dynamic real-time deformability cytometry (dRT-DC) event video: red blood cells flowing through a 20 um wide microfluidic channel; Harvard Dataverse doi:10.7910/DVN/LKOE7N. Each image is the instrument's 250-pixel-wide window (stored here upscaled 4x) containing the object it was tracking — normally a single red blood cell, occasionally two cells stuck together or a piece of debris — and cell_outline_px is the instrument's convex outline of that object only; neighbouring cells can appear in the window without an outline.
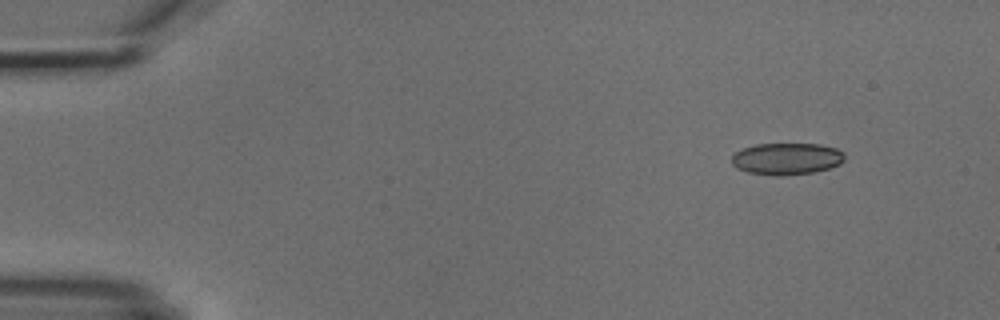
{"species": "common noctule bat (a hibernating species)", "species_latin": "Nyctalus noctula", "temperature_condition": "cold", "stored_images_in_passage": 5, "camera_frame_rate_fps": 3000, "um_per_image_px": 0.085, "animal": {"sex": "male", "body_mass_g": 18.8}, "frame": {"image": 1, "passage_image": 1, "time_ms": 0.0, "image_size_px": [1000, 320], "cell_outline_px": [[844, 160], [840, 164], [828, 168], [812, 172], [776, 176], [748, 172], [736, 168], [732, 164], [732, 156], [736, 152], [744, 148], [756, 144], [820, 144], [836, 148], [844, 152]], "centroid_in_image_um": [66.87, 13.49], "position_along_channel_um": 18.1, "area_um2": 20.81}}
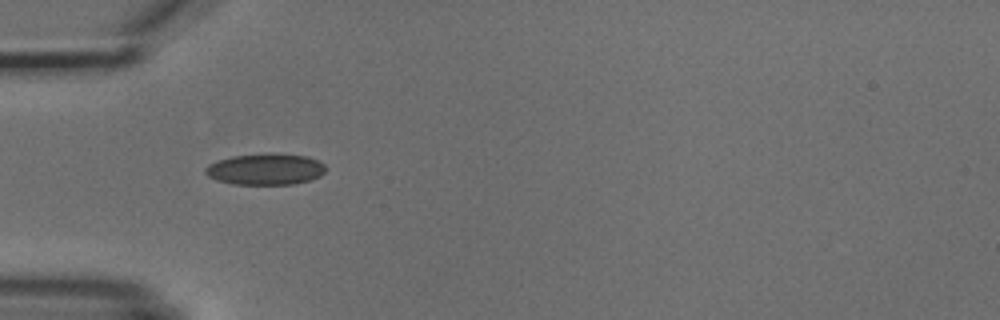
{"frame": {"image": 2, "passage_image": 4, "time_ms": 3.667, "image_size_px": [1000, 320], "cell_outline_px": [[324, 172], [320, 176], [308, 180], [292, 184], [232, 184], [216, 180], [208, 176], [204, 172], [204, 168], [208, 164], [232, 156], [272, 152], [308, 156], [324, 164]], "centroid_in_image_um": [22.54, 14.37], "position_along_channel_um": 62.5, "area_um2": 22.02}}
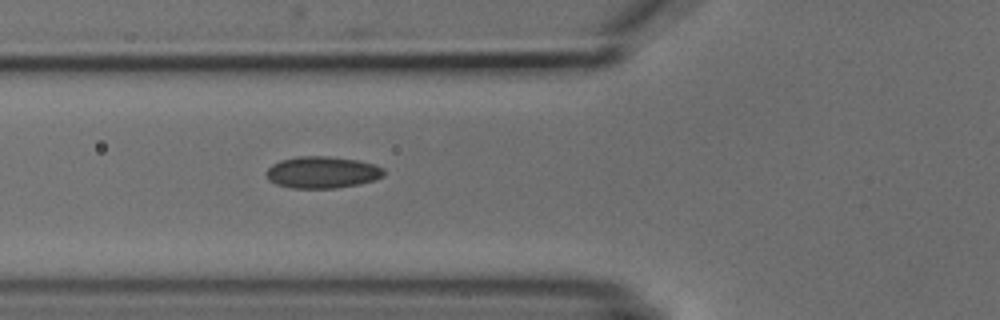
{"frame": {"image": 3, "passage_image": 5, "time_ms": 4.667, "image_size_px": [1000, 320], "cell_outline_px": [[384, 176], [376, 180], [360, 184], [336, 188], [292, 188], [276, 184], [268, 180], [268, 168], [272, 164], [280, 160], [296, 156], [328, 156], [356, 160], [372, 164], [384, 168]], "centroid_in_image_um": [27.4, 14.65], "position_along_channel_um": 98.4, "area_um2": 21.79}}